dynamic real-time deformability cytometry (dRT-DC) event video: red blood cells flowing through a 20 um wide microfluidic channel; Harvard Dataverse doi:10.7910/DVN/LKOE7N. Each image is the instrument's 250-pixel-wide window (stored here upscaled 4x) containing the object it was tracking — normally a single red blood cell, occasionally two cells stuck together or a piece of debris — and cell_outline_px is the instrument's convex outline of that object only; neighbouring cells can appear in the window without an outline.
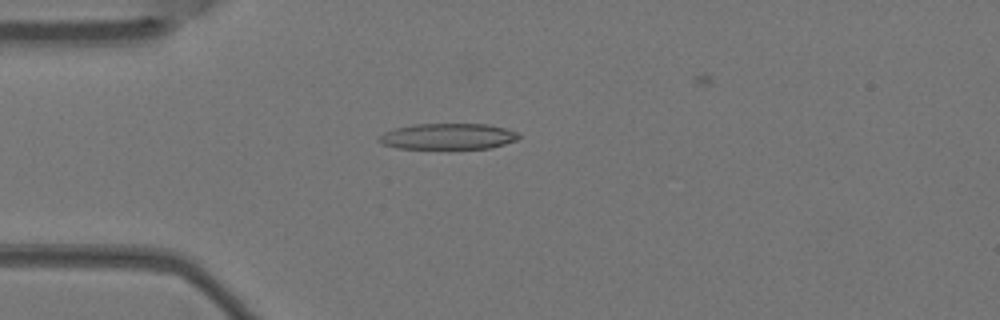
{"species": "Egyptian fruit bat (a non-hibernating species)", "species_latin": "Rousettus aegyptiacus", "temperature_condition": "warm", "stored_images_in_passage": 2, "camera_frame_rate_fps": 3000, "um_per_image_px": 0.085, "animal": {"sex": "female"}, "frame": {"image": 1, "passage_image": 1, "time_ms": 0.0, "image_size_px": [1000, 320], "cell_outline_px": [[520, 136], [516, 140], [492, 148], [448, 152], [396, 148], [384, 144], [376, 140], [384, 132], [396, 128], [412, 124], [488, 124], [504, 128], [516, 132]], "centroid_in_image_um": [38.05, 11.66], "position_along_channel_um": 46.9, "area_um2": 22.37}}